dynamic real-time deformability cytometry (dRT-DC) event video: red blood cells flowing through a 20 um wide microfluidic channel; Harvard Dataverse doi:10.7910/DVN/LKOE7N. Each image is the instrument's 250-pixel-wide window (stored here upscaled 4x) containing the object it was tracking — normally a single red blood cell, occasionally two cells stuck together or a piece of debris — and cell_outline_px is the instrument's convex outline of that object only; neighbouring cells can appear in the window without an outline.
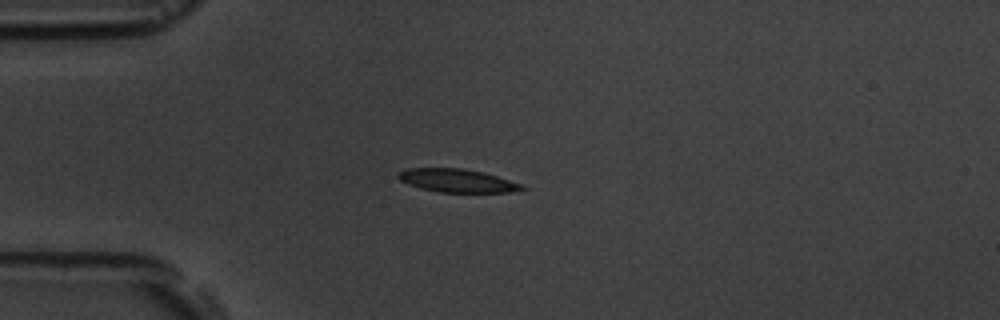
{"species": "common noctule bat (a hibernating species)", "species_latin": "Nyctalus noctula", "temperature_condition": "room temperature", "stored_images_in_passage": 6, "camera_frame_rate_fps": 3000, "um_per_image_px": 0.085, "animal": {"sex": "male", "body_mass_g": 19.5, "forearm_length_mm": 54.6}, "frame": {"image": 1, "passage_image": 4, "time_ms": 3.333, "image_size_px": [1000, 320], "cell_outline_px": [[528, 188], [512, 192], [440, 192], [420, 188], [408, 184], [400, 180], [396, 176], [396, 172], [408, 168], [464, 168], [484, 172], [524, 184]], "centroid_in_image_um": [38.88, 15.34], "position_along_channel_um": 46.1, "area_um2": 16.99}}
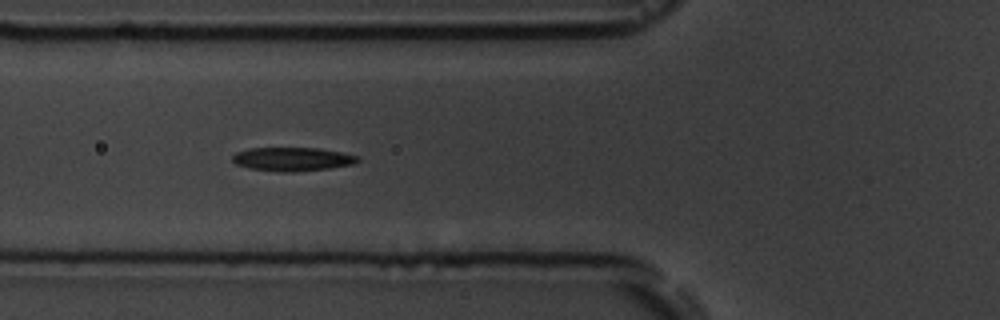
{"frame": {"image": 2, "passage_image": 6, "time_ms": 5.333, "image_size_px": [1000, 320], "cell_outline_px": [[360, 160], [352, 164], [328, 168], [292, 172], [280, 172], [248, 168], [236, 164], [232, 160], [232, 156], [236, 152], [248, 148], [316, 148], [340, 152], [356, 156]], "centroid_in_image_um": [24.79, 13.52], "position_along_channel_um": 101.0, "area_um2": 17.11}}